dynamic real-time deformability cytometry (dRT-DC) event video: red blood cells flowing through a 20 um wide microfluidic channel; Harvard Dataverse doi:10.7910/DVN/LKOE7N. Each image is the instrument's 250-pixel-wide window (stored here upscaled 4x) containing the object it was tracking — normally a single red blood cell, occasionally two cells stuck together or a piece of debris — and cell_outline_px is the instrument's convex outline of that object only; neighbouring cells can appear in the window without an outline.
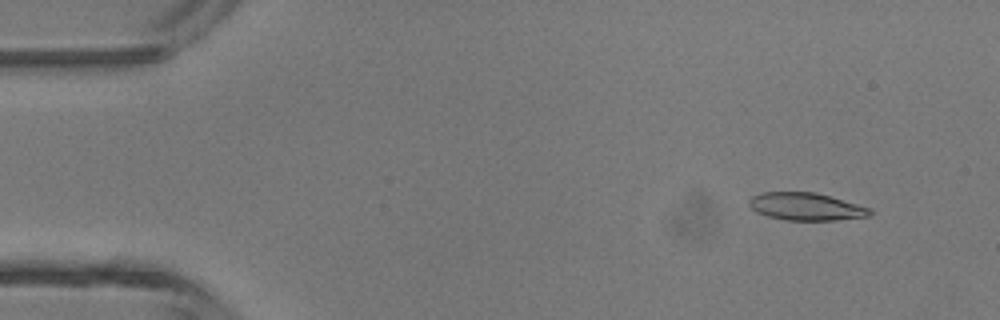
{"species": "common noctule bat (a hibernating species)", "species_latin": "Nyctalus noctula", "temperature_condition": "room temperature", "stored_images_in_passage": 45, "camera_frame_rate_fps": 3000, "um_per_image_px": 0.085, "animal": {"sex": "male", "body_mass_g": 13.3}, "frame": {"image": 1, "passage_image": 4, "time_ms": 1.0, "image_size_px": [1000, 320], "cell_outline_px": [[876, 212], [868, 216], [836, 220], [784, 220], [768, 216], [756, 212], [748, 204], [748, 200], [752, 196], [760, 192], [816, 192], [872, 208]], "centroid_in_image_um": [68.53, 17.55], "position_along_channel_um": 16.5, "area_um2": 19.59}}
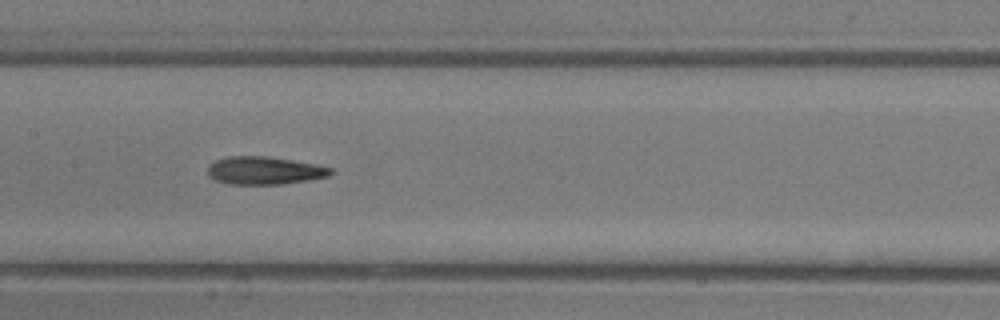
{"frame": {"image": 2, "passage_image": 22, "time_ms": 7.0, "image_size_px": [1000, 320], "cell_outline_px": [[336, 172], [328, 176], [308, 180], [280, 184], [228, 184], [212, 180], [208, 176], [208, 164], [216, 160], [228, 156], [268, 156], [316, 164], [332, 168]], "centroid_in_image_um": [22.46, 14.49], "position_along_channel_um": 184.9, "area_um2": 20.17}}
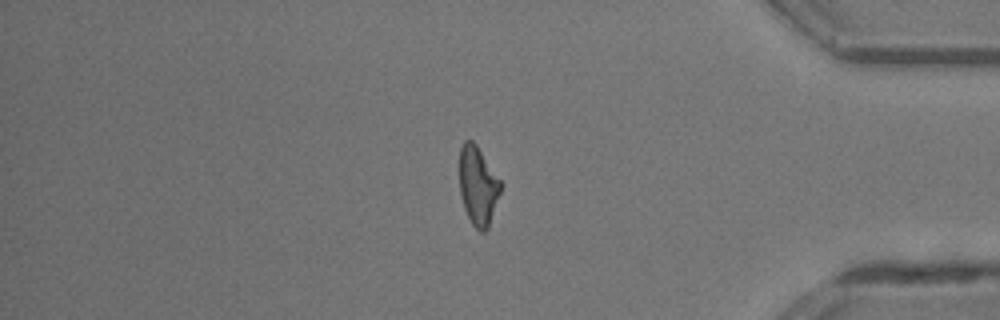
{"frame": {"image": 3, "passage_image": 38, "time_ms": 12.333, "image_size_px": [1000, 320], "cell_outline_px": [[500, 192], [488, 228], [484, 232], [480, 232], [472, 224], [464, 208], [460, 192], [460, 148], [464, 140], [472, 140], [476, 144], [500, 180]], "centroid_in_image_um": [40.61, 15.79], "position_along_channel_um": 394.6, "area_um2": 18.55}, "authors_computed_cell_mechanics": {"area_um2": 19.7098, "velocity_mm_per_s": 4.5075, "shape_relaxation_time_tau1_ms": 5.5193, "shape_relaxation_time_tau2_ms": 1.4597, "deformation_change_tau1": 0.1988, "deformation_change_tau2": 0.1039}}